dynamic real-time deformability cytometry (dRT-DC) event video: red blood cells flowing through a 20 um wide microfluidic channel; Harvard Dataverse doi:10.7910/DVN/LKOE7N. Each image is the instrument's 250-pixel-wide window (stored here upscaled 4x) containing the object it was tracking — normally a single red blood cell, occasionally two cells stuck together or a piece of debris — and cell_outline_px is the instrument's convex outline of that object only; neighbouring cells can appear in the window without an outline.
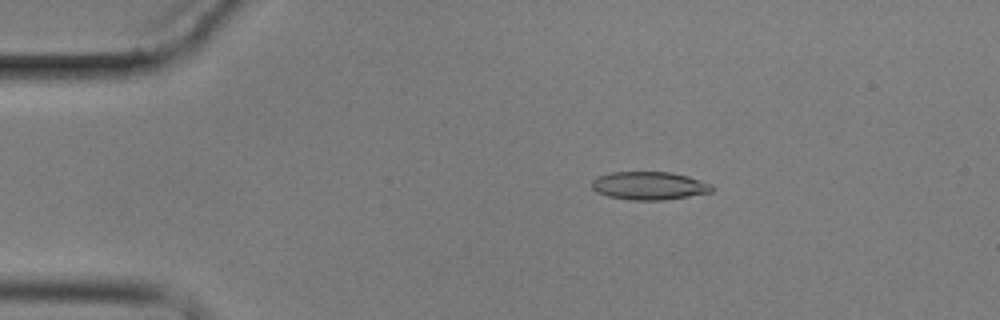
{"species": "common noctule bat (a hibernating species)", "species_latin": "Nyctalus noctula", "temperature_condition": "cold", "stored_images_in_passage": 4, "camera_frame_rate_fps": 3000, "um_per_image_px": 0.085, "animal": {"sex": "male", "body_mass_g": 17.9}, "frame": {"image": 1, "passage_image": 2, "time_ms": 1.333, "image_size_px": [1000, 320], "cell_outline_px": [[712, 192], [664, 200], [632, 200], [608, 196], [596, 192], [592, 188], [592, 180], [596, 176], [612, 172], [672, 172], [688, 176], [712, 184]], "centroid_in_image_um": [55.16, 15.78], "position_along_channel_um": 29.8, "area_um2": 19.71}}